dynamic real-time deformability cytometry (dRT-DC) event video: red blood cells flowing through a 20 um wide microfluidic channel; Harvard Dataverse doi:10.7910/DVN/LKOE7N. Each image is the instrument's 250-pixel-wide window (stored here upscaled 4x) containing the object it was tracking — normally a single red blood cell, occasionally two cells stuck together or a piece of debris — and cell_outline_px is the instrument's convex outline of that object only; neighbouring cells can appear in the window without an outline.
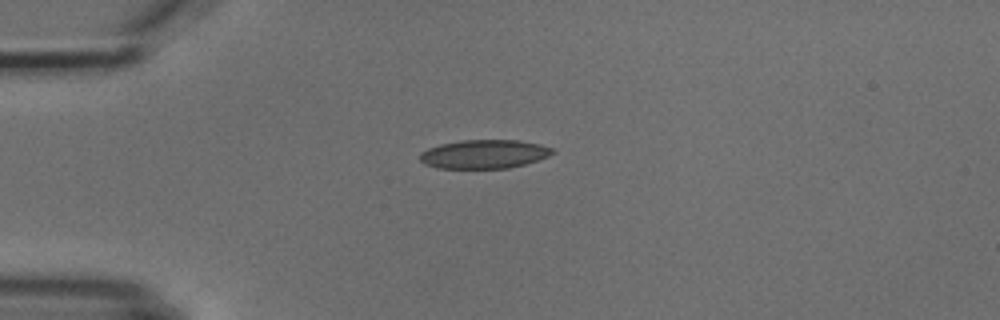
{"species": "common noctule bat (a hibernating species)", "species_latin": "Nyctalus noctula", "temperature_condition": "cold", "stored_images_in_passage": 6, "camera_frame_rate_fps": 3000, "um_per_image_px": 0.085, "animal": {"sex": "male", "body_mass_g": 18.8}, "frame": {"image": 1, "passage_image": 1, "time_ms": 0.0, "image_size_px": [1000, 320], "cell_outline_px": [[556, 152], [548, 156], [524, 164], [508, 168], [436, 168], [424, 164], [420, 160], [420, 152], [428, 148], [440, 144], [460, 140], [516, 140], [540, 144], [552, 148]], "centroid_in_image_um": [41.12, 13.09], "position_along_channel_um": 43.9, "area_um2": 22.2}}
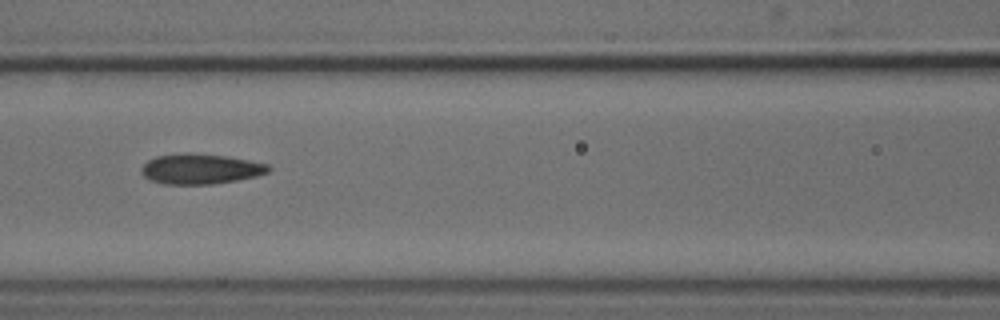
{"frame": {"image": 2, "passage_image": 4, "time_ms": 3.333, "image_size_px": [1000, 320], "cell_outline_px": [[272, 168], [268, 172], [256, 176], [236, 180], [212, 184], [164, 184], [152, 180], [144, 176], [140, 172], [140, 168], [148, 160], [156, 156], [188, 152], [224, 156], [248, 160], [268, 164]], "centroid_in_image_um": [17.02, 14.35], "position_along_channel_um": 149.6, "area_um2": 22.31}}
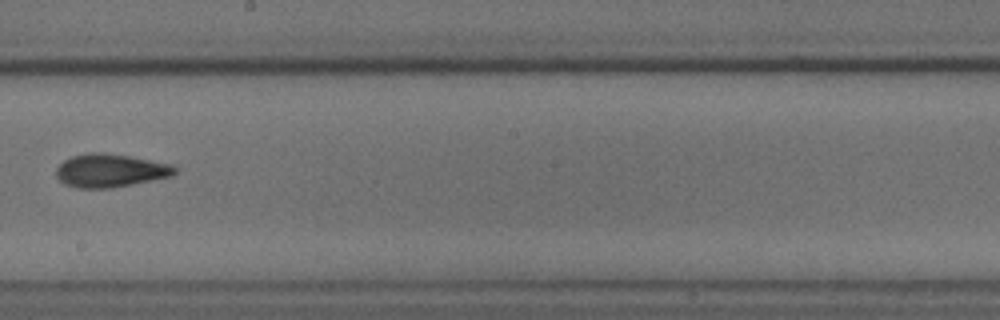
{"frame": {"image": 3, "passage_image": 6, "time_ms": 5.667, "image_size_px": [1000, 320], "cell_outline_px": [[180, 168], [172, 176], [112, 188], [76, 188], [64, 184], [56, 176], [56, 168], [64, 160], [72, 156], [88, 152], [104, 152], [176, 164]], "centroid_in_image_um": [9.41, 14.49], "position_along_channel_um": 238.8, "area_um2": 23.29}}